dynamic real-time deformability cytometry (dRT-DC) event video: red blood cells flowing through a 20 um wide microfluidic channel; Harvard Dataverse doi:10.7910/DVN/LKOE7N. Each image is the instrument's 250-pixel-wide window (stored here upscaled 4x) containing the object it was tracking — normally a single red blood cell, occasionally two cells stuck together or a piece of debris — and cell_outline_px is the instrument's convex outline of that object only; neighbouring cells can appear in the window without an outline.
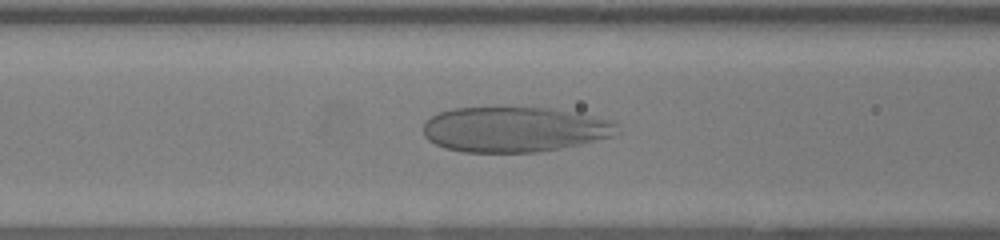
{"species": "human", "species_latin": "Homo sapiens", "temperature_condition": "warm", "stored_images_in_passage": 39, "camera_frame_rate_fps": 3000, "um_per_image_px": 0.085, "donor": {"sex": "female"}, "frame": {"image": 1, "passage_image": 14, "time_ms": 4.333, "image_size_px": [1000, 240], "cell_outline_px": [[620, 132], [612, 136], [580, 144], [560, 148], [536, 152], [464, 152], [444, 148], [428, 140], [424, 136], [424, 124], [432, 116], [440, 112], [452, 108], [552, 108], [576, 112], [608, 120], [616, 124]], "centroid_in_image_um": [43.72, 11.0], "position_along_channel_um": 122.9, "area_um2": 50.86}}
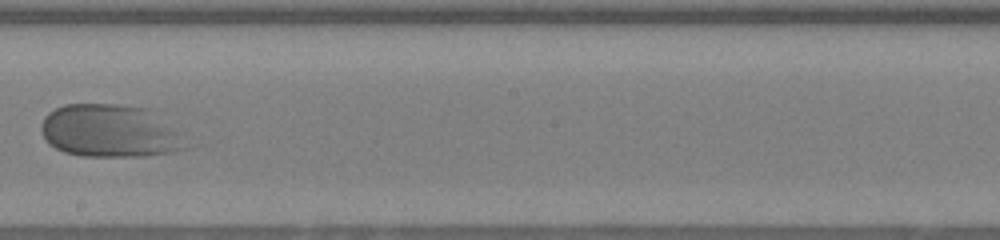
{"frame": {"image": 2, "passage_image": 21, "time_ms": 6.667, "image_size_px": [1000, 240], "cell_outline_px": [[188, 148], [172, 152], [144, 156], [80, 156], [64, 152], [48, 144], [40, 132], [40, 124], [44, 116], [48, 112], [64, 104], [112, 104], [148, 108], [176, 132]], "centroid_in_image_um": [9.23, 11.14], "position_along_channel_um": 239.0, "area_um2": 44.22}}
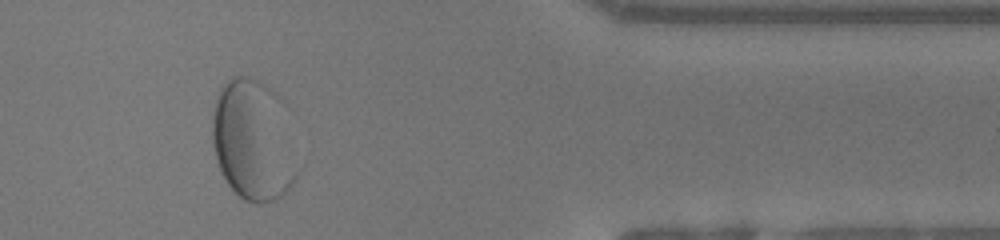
{"frame": {"image": 3, "passage_image": 32, "time_ms": 10.333, "image_size_px": [1000, 240], "cell_outline_px": [[296, 180], [280, 196], [272, 200], [260, 204], [256, 204], [244, 200], [228, 184], [220, 168], [212, 144], [212, 116], [216, 100], [220, 88], [232, 76], [248, 76], [264, 84], [276, 92], [280, 96], [296, 176]], "centroid_in_image_um": [21.44, 11.92], "position_along_channel_um": 390.0, "area_um2": 58.44}}